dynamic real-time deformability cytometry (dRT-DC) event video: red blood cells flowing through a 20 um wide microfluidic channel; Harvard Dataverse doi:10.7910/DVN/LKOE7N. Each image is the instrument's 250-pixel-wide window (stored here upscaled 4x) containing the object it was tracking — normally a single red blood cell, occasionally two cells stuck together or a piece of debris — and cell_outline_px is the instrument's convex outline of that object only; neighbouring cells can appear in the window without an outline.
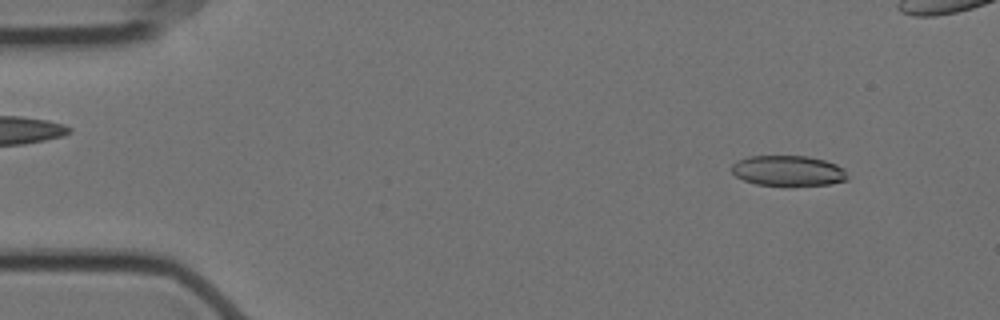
{"species": "Egyptian fruit bat (a non-hibernating species)", "species_latin": "Rousettus aegyptiacus", "temperature_condition": "cold", "stored_images_in_passage": 57, "camera_frame_rate_fps": 3000, "um_per_image_px": 0.085, "animal": {"sex": "female"}, "frame": {"image": 1, "passage_image": 5, "time_ms": 1.333, "image_size_px": [1000, 320], "cell_outline_px": [[848, 180], [828, 184], [788, 188], [756, 184], [744, 180], [736, 176], [732, 172], [732, 164], [736, 160], [748, 156], [808, 156], [824, 160], [836, 164], [844, 168], [848, 176]], "centroid_in_image_um": [67.0, 14.55], "position_along_channel_um": 18.0, "area_um2": 21.27}}
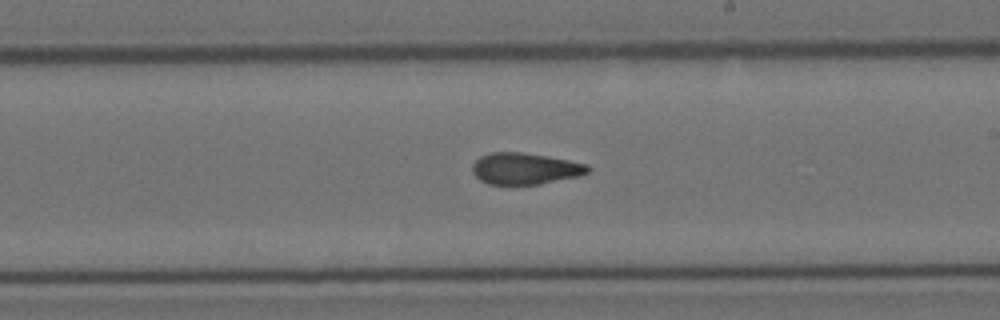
{"frame": {"image": 2, "passage_image": 32, "time_ms": 10.333, "image_size_px": [1000, 320], "cell_outline_px": [[592, 168], [588, 172], [580, 176], [540, 184], [488, 184], [480, 180], [472, 172], [472, 164], [480, 156], [492, 152], [524, 152], [548, 156], [588, 164]], "centroid_in_image_um": [44.64, 14.32], "position_along_channel_um": 244.4, "area_um2": 21.33}}
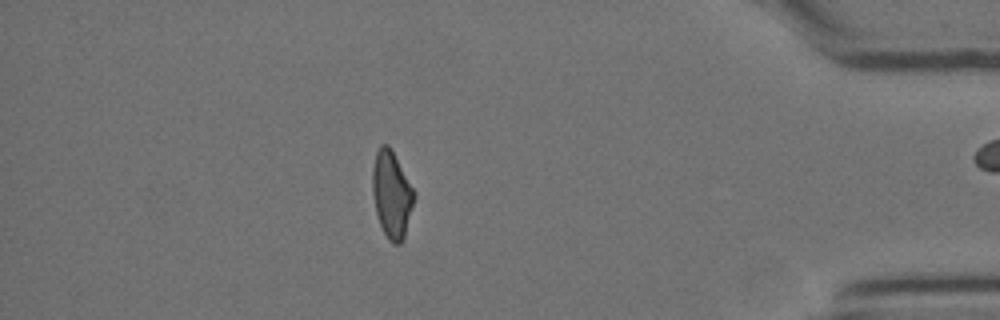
{"frame": {"image": 3, "passage_image": 49, "time_ms": 16.0, "image_size_px": [1000, 320], "cell_outline_px": [[416, 196], [404, 236], [400, 244], [392, 244], [388, 240], [380, 224], [376, 212], [372, 192], [372, 168], [376, 152], [380, 144], [388, 144], [416, 192]], "centroid_in_image_um": [33.29, 16.52], "position_along_channel_um": 401.9, "area_um2": 21.1}, "authors_computed_cell_mechanics": {"area_um2": 21.675, "velocity_mm_per_s": 3.5253, "shape_relaxation_time_tau1_ms": 10.5354, "shape_relaxation_time_tau2_ms": 4.1436, "deformation_change_tau1": 0.2209, "deformation_change_tau2": 0.1089}}